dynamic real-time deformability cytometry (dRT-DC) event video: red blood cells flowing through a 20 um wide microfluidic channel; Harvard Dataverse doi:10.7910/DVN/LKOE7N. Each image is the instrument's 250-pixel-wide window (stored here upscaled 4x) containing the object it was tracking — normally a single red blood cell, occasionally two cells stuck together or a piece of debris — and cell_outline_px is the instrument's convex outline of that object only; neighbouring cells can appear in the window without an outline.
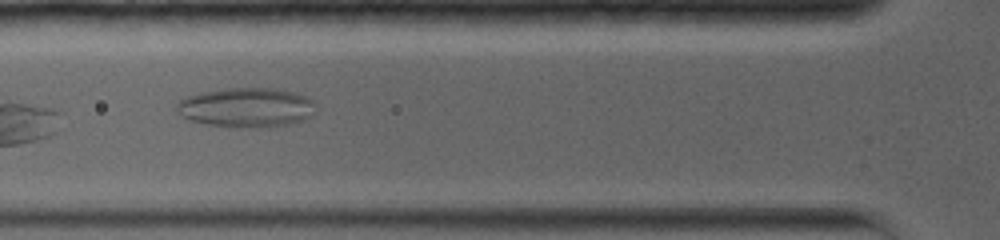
{"species": "common noctule bat (a hibernating species)", "species_latin": "Nyctalus noctula", "temperature_condition": "warm", "stored_images_in_passage": 59, "camera_frame_rate_fps": 5000, "um_per_image_px": 0.085, "animal": {"sex": "female", "body_mass_g": 19.0, "forearm_length_mm": 56.7}, "frame": {"image": 1, "passage_image": 8, "time_ms": 1.8, "image_size_px": [1000, 240], "cell_outline_px": [[312, 116], [304, 120], [288, 124], [248, 128], [236, 128], [208, 124], [192, 120], [176, 112], [176, 100], [200, 92], [224, 88], [276, 88], [292, 92], [304, 96], [312, 100]], "centroid_in_image_um": [20.88, 9.13], "position_along_channel_um": 104.9, "area_um2": 31.91}}
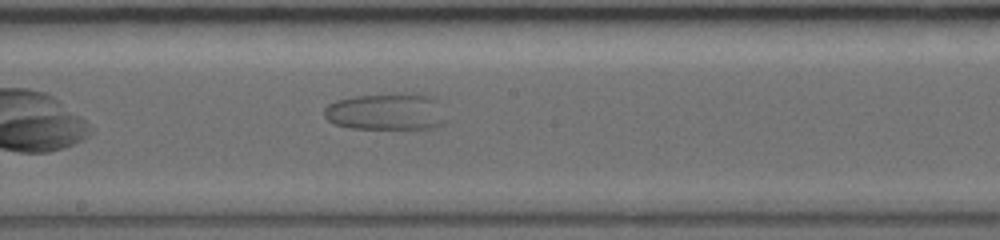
{"frame": {"image": 2, "passage_image": 20, "time_ms": 5.0, "image_size_px": [1000, 240], "cell_outline_px": [[448, 120], [444, 124], [432, 128], [352, 128], [336, 124], [328, 120], [324, 116], [324, 108], [328, 104], [336, 100], [356, 96], [396, 92], [416, 92], [432, 96], [436, 100]], "centroid_in_image_um": [32.88, 9.46], "position_along_channel_um": 215.3, "area_um2": 26.65}}
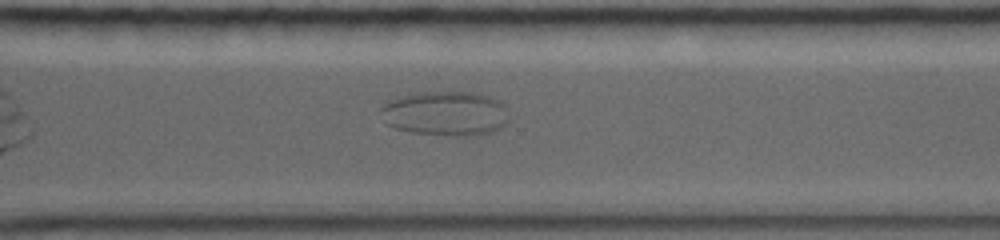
{"frame": {"image": 3, "passage_image": 34, "time_ms": 8.4, "image_size_px": [1000, 240], "cell_outline_px": [[508, 120], [500, 128], [492, 132], [468, 136], [464, 136], [412, 132], [392, 128], [388, 124], [380, 112], [380, 108], [388, 100], [420, 92], [472, 92], [488, 96], [504, 104]], "centroid_in_image_um": [37.85, 9.64], "position_along_channel_um": 332.8, "area_um2": 33.0}}